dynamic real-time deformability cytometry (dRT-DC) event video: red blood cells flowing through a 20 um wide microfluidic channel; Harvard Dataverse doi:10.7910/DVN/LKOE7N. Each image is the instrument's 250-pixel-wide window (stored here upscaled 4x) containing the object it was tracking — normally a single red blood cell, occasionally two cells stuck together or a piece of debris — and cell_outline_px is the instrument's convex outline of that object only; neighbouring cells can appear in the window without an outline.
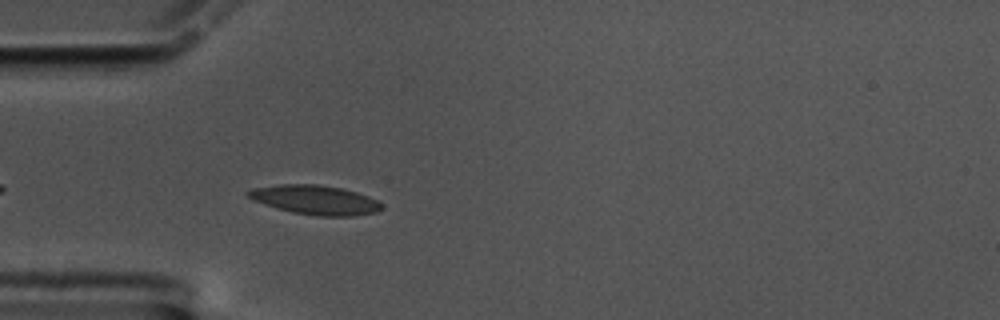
{"species": "common noctule bat (a hibernating species)", "species_latin": "Nyctalus noctula", "temperature_condition": "cold", "stored_images_in_passage": 45, "camera_frame_rate_fps": 3000, "um_per_image_px": 0.085, "animal": {"sex": "male", "body_mass_g": 17.5, "forearm_length_mm": 52.3}, "frame": {"image": 1, "passage_image": 5, "time_ms": 1.333, "image_size_px": [1000, 320], "cell_outline_px": [[384, 208], [376, 212], [352, 216], [316, 216], [292, 212], [276, 208], [264, 204], [248, 196], [244, 192], [252, 188], [280, 184], [316, 184], [340, 188], [356, 192], [368, 196], [376, 200]], "centroid_in_image_um": [26.78, 16.99], "position_along_channel_um": 58.2, "area_um2": 22.66}}
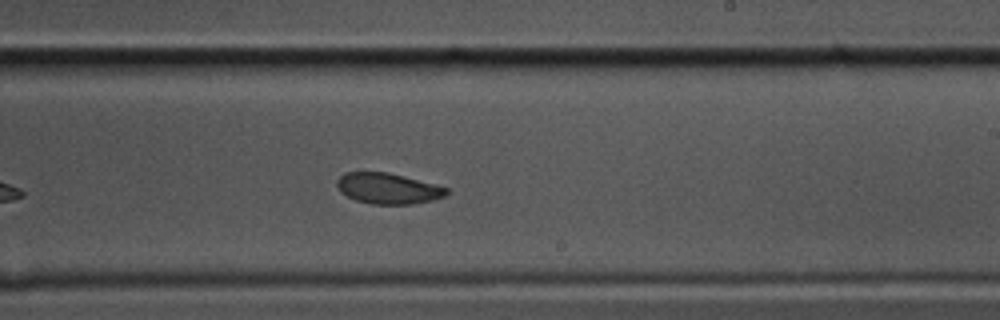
{"frame": {"image": 2, "passage_image": 23, "time_ms": 7.333, "image_size_px": [1000, 320], "cell_outline_px": [[448, 192], [444, 196], [432, 200], [412, 204], [372, 204], [356, 200], [340, 192], [336, 184], [336, 180], [344, 172], [388, 172], [436, 184], [448, 188]], "centroid_in_image_um": [32.96, 16.01], "position_along_channel_um": 256.0, "area_um2": 19.65}}
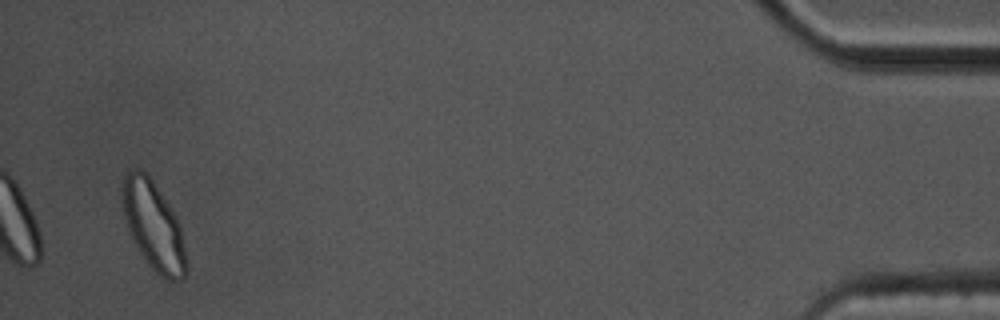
{"frame": {"image": 3, "passage_image": 45, "time_ms": 14.667, "image_size_px": [1000, 320], "cell_outline_px": [[188, 272], [180, 280], [168, 280], [160, 276], [148, 264], [140, 252], [128, 228], [120, 204], [120, 184], [124, 176], [132, 168], [140, 168], [152, 180], [176, 216], [180, 224], [188, 264]], "centroid_in_image_um": [13.03, 19.17], "position_along_channel_um": 422.2, "area_um2": 33.18}, "authors_computed_cell_mechanics": {"area_um2": 21.3282, "velocity_mm_per_s": 3.3682, "shape_relaxation_time_tau1_ms": 4.8148, "shape_relaxation_time_tau2_ms": 3.0466, "deformation_change_tau1": 0.1207, "deformation_change_tau2": 0.0566}}